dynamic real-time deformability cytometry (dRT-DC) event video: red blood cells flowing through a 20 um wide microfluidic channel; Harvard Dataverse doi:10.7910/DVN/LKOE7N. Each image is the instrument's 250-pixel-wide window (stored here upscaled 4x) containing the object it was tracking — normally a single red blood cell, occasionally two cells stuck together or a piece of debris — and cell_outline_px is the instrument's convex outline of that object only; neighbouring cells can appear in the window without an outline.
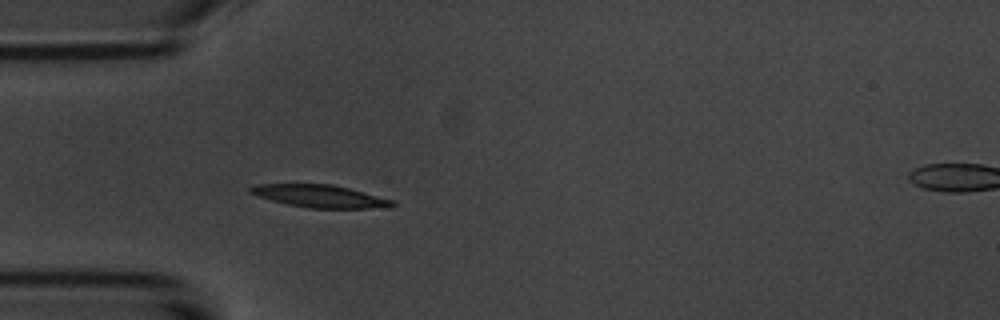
{"species": "common noctule bat (a hibernating species)", "species_latin": "Nyctalus noctula", "temperature_condition": "room temperature", "stored_images_in_passage": 5, "camera_frame_rate_fps": 3000, "um_per_image_px": 0.085, "animal": {"sex": "male", "body_mass_g": 20.1, "forearm_length_mm": 53.5}, "frame": {"image": 1, "passage_image": 4, "time_ms": 4.667, "image_size_px": [1000, 320], "cell_outline_px": [[396, 204], [368, 208], [308, 208], [288, 204], [272, 200], [248, 192], [248, 188], [260, 184], [332, 184], [396, 200]], "centroid_in_image_um": [27.19, 16.66], "position_along_channel_um": 57.8, "area_um2": 18.32}}